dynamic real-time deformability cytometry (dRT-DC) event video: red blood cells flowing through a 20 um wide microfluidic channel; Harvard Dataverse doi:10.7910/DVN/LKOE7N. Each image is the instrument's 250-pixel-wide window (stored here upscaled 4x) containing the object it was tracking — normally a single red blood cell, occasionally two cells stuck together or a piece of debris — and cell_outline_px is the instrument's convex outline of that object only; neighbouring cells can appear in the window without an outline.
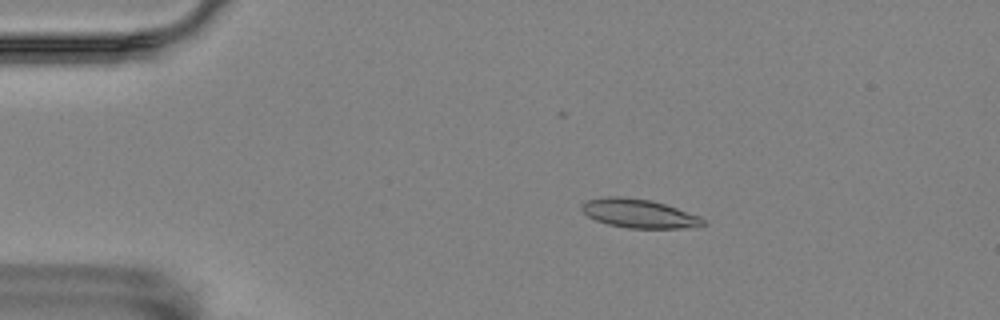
{"species": "Egyptian fruit bat (a non-hibernating species)", "species_latin": "Rousettus aegyptiacus", "temperature_condition": "room temperature", "stored_images_in_passage": 57, "camera_frame_rate_fps": 3000, "um_per_image_px": 0.085, "animal": {"sex": "female"}, "frame": {"image": 1, "passage_image": 11, "time_ms": 3.333, "image_size_px": [1000, 320], "cell_outline_px": [[708, 224], [684, 228], [628, 228], [608, 224], [596, 220], [588, 216], [580, 208], [580, 204], [588, 200], [608, 196], [620, 196], [648, 200], [664, 204], [700, 216]], "centroid_in_image_um": [54.3, 18.15], "position_along_channel_um": 30.7, "area_um2": 20.17}}
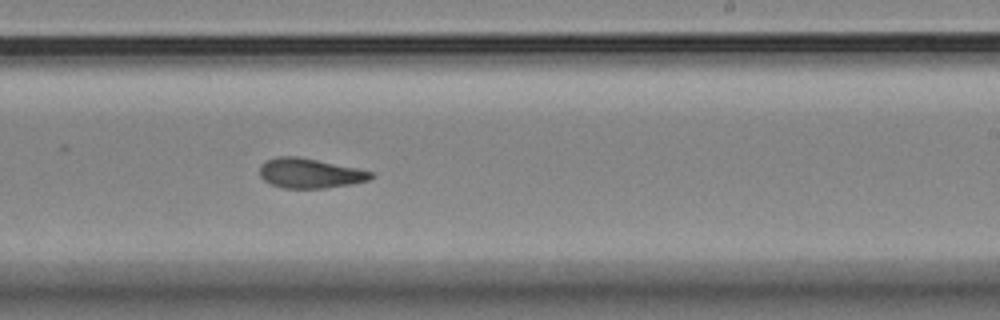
{"frame": {"image": 2, "passage_image": 35, "time_ms": 11.333, "image_size_px": [1000, 320], "cell_outline_px": [[376, 176], [368, 180], [352, 184], [324, 188], [284, 188], [272, 184], [264, 180], [260, 176], [260, 164], [264, 160], [276, 156], [296, 156], [356, 168], [372, 172]], "centroid_in_image_um": [26.31, 14.72], "position_along_channel_um": 262.7, "area_um2": 19.25}}
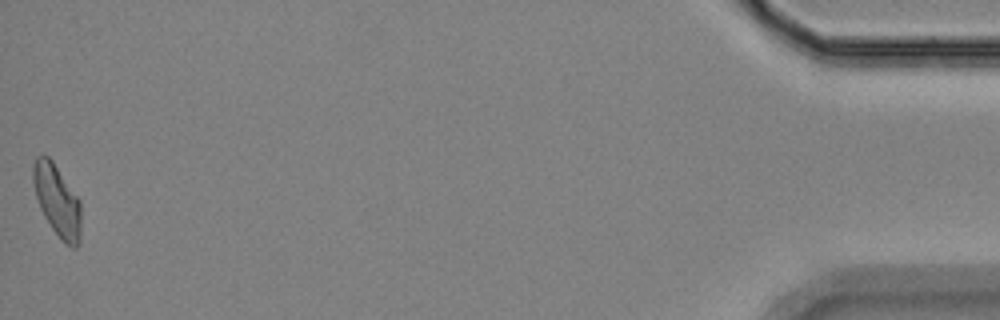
{"frame": {"image": 3, "passage_image": 57, "time_ms": 18.667, "image_size_px": [1000, 320], "cell_outline_px": [[80, 244], [76, 248], [72, 248], [64, 244], [60, 240], [44, 216], [40, 208], [36, 196], [32, 180], [32, 168], [36, 156], [48, 156], [52, 160], [80, 200]], "centroid_in_image_um": [4.86, 17.08], "position_along_channel_um": 430.3, "area_um2": 20.06}, "authors_computed_cell_mechanics": {"area_um2": 19.7676, "velocity_mm_per_s": 3.5222, "shape_relaxation_time_tau1_ms": null, "shape_relaxation_time_tau2_ms": 2.802, "deformation_change_tau1": null, "deformation_change_tau2": 0.0998}}